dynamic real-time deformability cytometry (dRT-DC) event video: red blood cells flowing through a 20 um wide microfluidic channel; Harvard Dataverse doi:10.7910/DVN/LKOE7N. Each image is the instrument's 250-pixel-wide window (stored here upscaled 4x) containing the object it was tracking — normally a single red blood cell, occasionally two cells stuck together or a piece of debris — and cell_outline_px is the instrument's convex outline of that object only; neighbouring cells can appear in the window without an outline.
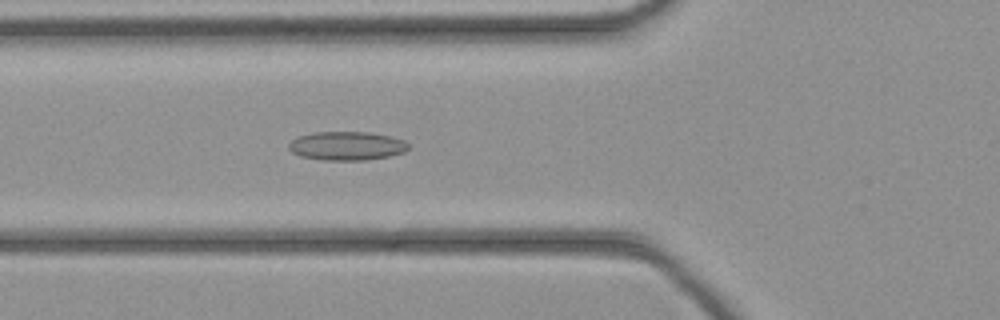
{"species": "common noctule bat (a hibernating species)", "species_latin": "Nyctalus noctula", "temperature_condition": "cold", "stored_images_in_passage": 44, "camera_frame_rate_fps": 3000, "um_per_image_px": 0.085, "animal": {"sex": "female", "body_mass_g": 21.9}, "frame": {"image": 1, "passage_image": 15, "time_ms": 4.667, "image_size_px": [1000, 320], "cell_outline_px": [[408, 148], [404, 152], [388, 156], [364, 160], [324, 160], [300, 156], [292, 152], [288, 148], [288, 144], [296, 136], [312, 132], [372, 132], [404, 140], [408, 144]], "centroid_in_image_um": [29.43, 12.39], "position_along_channel_um": 96.4, "area_um2": 20.06}}
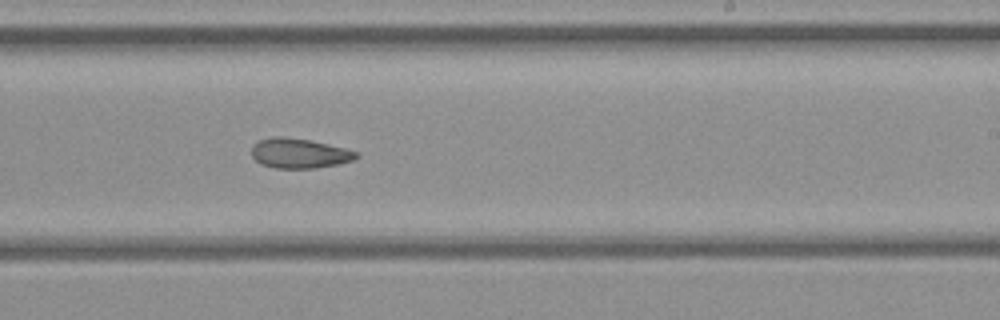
{"frame": {"image": 2, "passage_image": 26, "time_ms": 8.333, "image_size_px": [1000, 320], "cell_outline_px": [[360, 156], [352, 160], [340, 164], [316, 168], [276, 168], [260, 164], [252, 156], [252, 144], [260, 140], [272, 136], [284, 136], [312, 140], [360, 152]], "centroid_in_image_um": [25.45, 13.02], "position_along_channel_um": 263.5, "area_um2": 18.44}}
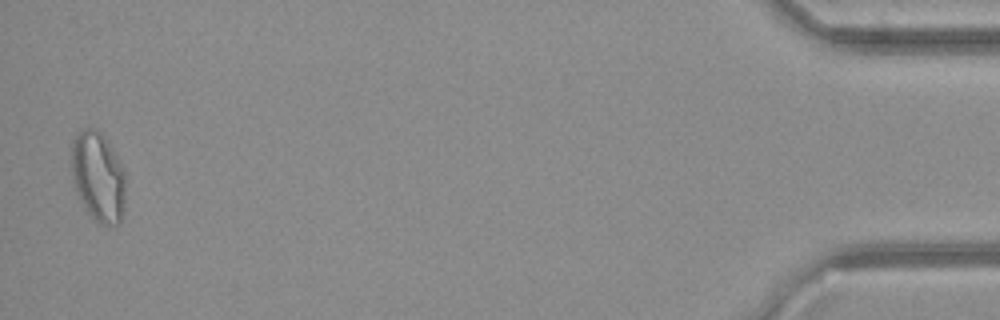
{"frame": {"image": 3, "passage_image": 43, "time_ms": 14.0, "image_size_px": [1000, 320], "cell_outline_px": [[124, 200], [120, 224], [112, 228], [100, 224], [88, 212], [76, 188], [72, 176], [72, 140], [76, 132], [84, 128], [96, 128], [104, 136], [124, 168]], "centroid_in_image_um": [8.35, 15.01], "position_along_channel_um": 426.8, "area_um2": 28.15}}